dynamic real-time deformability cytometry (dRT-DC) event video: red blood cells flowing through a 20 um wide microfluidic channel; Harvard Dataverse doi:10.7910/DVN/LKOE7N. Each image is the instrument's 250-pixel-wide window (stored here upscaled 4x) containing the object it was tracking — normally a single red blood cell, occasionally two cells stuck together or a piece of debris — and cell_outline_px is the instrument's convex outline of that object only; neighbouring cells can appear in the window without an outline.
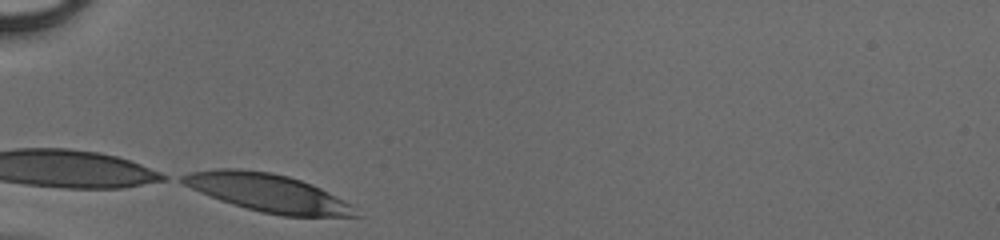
{"species": "human", "species_latin": "Homo sapiens", "temperature_condition": "cold", "stored_images_in_passage": 13, "camera_frame_rate_fps": 3000, "um_per_image_px": 0.085, "donor": {"sex": "male"}, "frame": {"image": 1, "passage_image": 1, "time_ms": 0.0, "image_size_px": [1000, 240], "cell_outline_px": [[360, 216], [280, 216], [260, 212], [232, 204], [220, 200], [200, 192], [176, 180], [180, 176], [188, 172], [216, 168], [240, 168], [272, 172], [288, 176], [312, 184], [352, 204]], "centroid_in_image_um": [22.73, 16.37], "position_along_channel_um": 62.3, "area_um2": 38.38}}
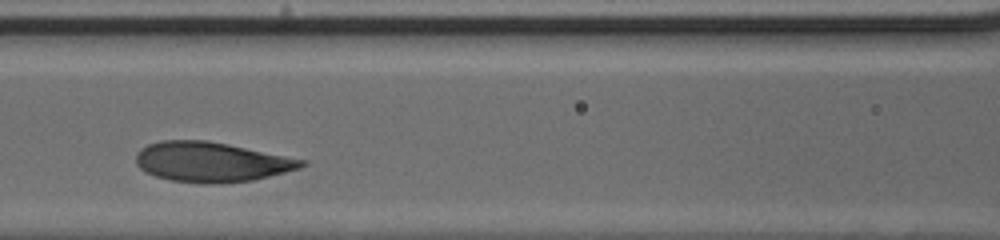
{"frame": {"image": 2, "passage_image": 8, "time_ms": 2.333, "image_size_px": [1000, 240], "cell_outline_px": [[308, 164], [300, 168], [256, 180], [220, 184], [200, 184], [168, 180], [144, 172], [136, 164], [136, 152], [140, 148], [148, 144], [160, 140], [208, 140], [308, 160]], "centroid_in_image_um": [17.97, 13.78], "position_along_channel_um": 148.6, "area_um2": 39.13}}
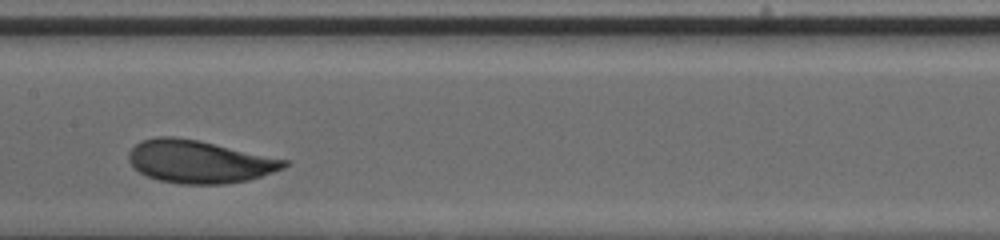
{"frame": {"image": 3, "passage_image": 11, "time_ms": 3.333, "image_size_px": [1000, 240], "cell_outline_px": [[288, 164], [284, 168], [248, 180], [224, 184], [180, 184], [160, 180], [148, 176], [140, 172], [128, 160], [128, 152], [136, 144], [144, 140], [156, 136], [176, 136], [200, 140], [288, 160]], "centroid_in_image_um": [16.93, 13.73], "position_along_channel_um": 190.5, "area_um2": 38.61}}